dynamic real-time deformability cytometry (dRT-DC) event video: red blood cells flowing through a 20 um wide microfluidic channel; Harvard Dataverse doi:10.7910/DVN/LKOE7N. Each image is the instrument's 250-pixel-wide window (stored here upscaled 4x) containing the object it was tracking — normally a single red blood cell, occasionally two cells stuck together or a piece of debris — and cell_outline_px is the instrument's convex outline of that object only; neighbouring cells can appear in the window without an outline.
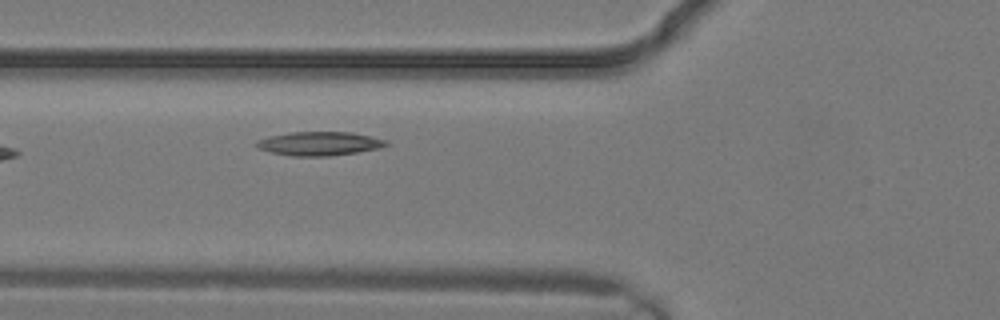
{"species": "common noctule bat (a hibernating species)", "species_latin": "Nyctalus noctula", "temperature_condition": "warm", "stored_images_in_passage": 3, "camera_frame_rate_fps": 3000, "um_per_image_px": 0.085, "animal": {"sex": "male", "body_mass_g": 19.2, "forearm_length_mm": 51.8}, "frame": {"image": 1, "passage_image": 3, "time_ms": 0.667, "image_size_px": [1000, 320], "cell_outline_px": [[388, 144], [380, 148], [356, 152], [328, 156], [292, 156], [272, 152], [256, 148], [256, 140], [268, 136], [288, 132], [352, 132], [388, 140]], "centroid_in_image_um": [27.12, 12.2], "position_along_channel_um": 98.7, "area_um2": 18.03}}